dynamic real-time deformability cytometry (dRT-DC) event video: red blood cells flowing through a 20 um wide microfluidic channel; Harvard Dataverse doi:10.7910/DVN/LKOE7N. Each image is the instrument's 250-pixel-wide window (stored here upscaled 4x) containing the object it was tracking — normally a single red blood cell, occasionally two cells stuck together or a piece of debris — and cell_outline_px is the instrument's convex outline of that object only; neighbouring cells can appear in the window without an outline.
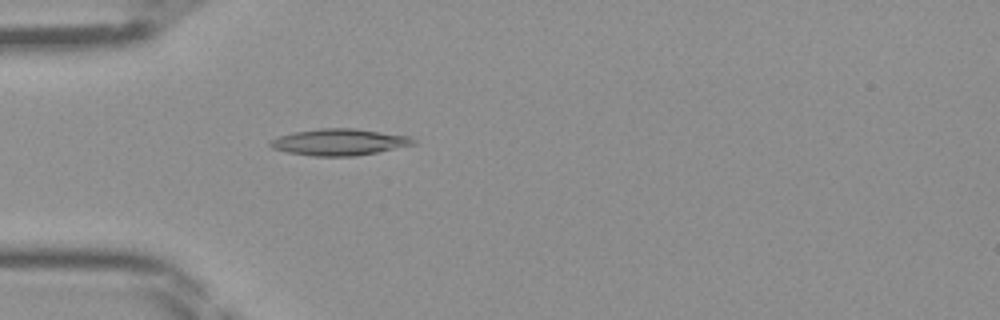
{"species": "Egyptian fruit bat (a non-hibernating species)", "species_latin": "Rousettus aegyptiacus", "temperature_condition": "room temperature", "stored_images_in_passage": 45, "camera_frame_rate_fps": 3000, "um_per_image_px": 0.085, "frame": {"image": 1, "passage_image": 13, "time_ms": 4.0, "image_size_px": [1000, 320], "cell_outline_px": [[416, 144], [356, 156], [312, 156], [288, 152], [272, 148], [268, 144], [268, 140], [276, 136], [296, 132], [320, 128], [356, 128], [408, 136], [416, 140]], "centroid_in_image_um": [28.8, 12.07], "position_along_channel_um": 56.2, "area_um2": 22.14}}
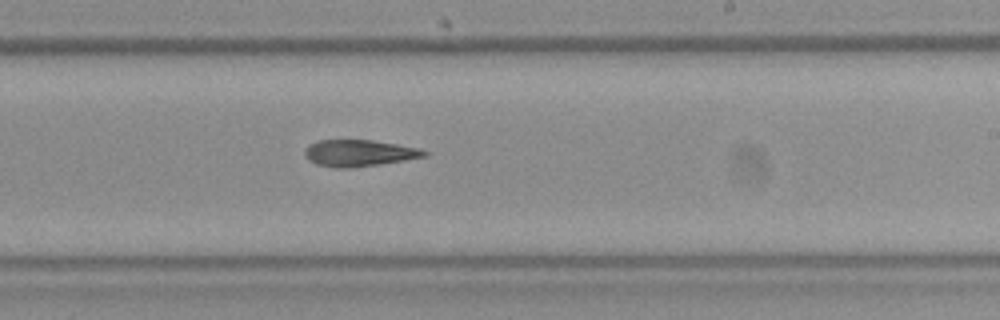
{"frame": {"image": 2, "passage_image": 27, "time_ms": 8.667, "image_size_px": [1000, 320], "cell_outline_px": [[428, 156], [380, 164], [352, 168], [336, 168], [316, 164], [308, 160], [304, 156], [304, 148], [308, 144], [316, 140], [372, 140], [420, 148], [428, 152]], "centroid_in_image_um": [30.48, 13.01], "position_along_channel_um": 258.5, "area_um2": 18.73}}
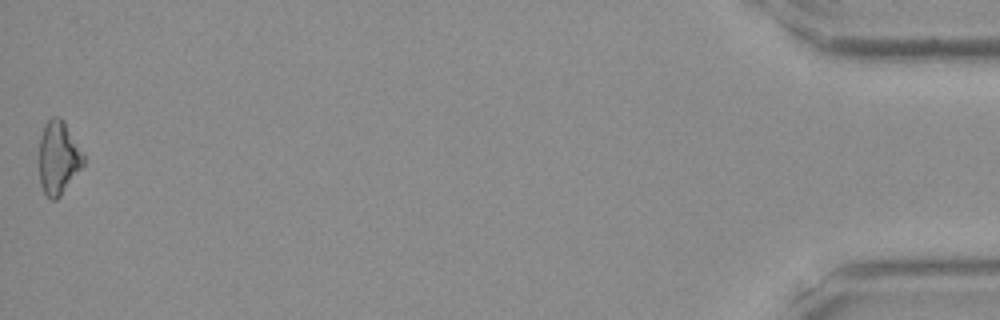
{"frame": {"image": 3, "passage_image": 45, "time_ms": 14.667, "image_size_px": [1000, 320], "cell_outline_px": [[84, 164], [60, 196], [56, 200], [52, 200], [44, 192], [40, 184], [40, 136], [44, 124], [52, 116], [60, 116], [64, 120], [84, 156]], "centroid_in_image_um": [4.95, 13.38], "position_along_channel_um": 430.2, "area_um2": 18.73}}